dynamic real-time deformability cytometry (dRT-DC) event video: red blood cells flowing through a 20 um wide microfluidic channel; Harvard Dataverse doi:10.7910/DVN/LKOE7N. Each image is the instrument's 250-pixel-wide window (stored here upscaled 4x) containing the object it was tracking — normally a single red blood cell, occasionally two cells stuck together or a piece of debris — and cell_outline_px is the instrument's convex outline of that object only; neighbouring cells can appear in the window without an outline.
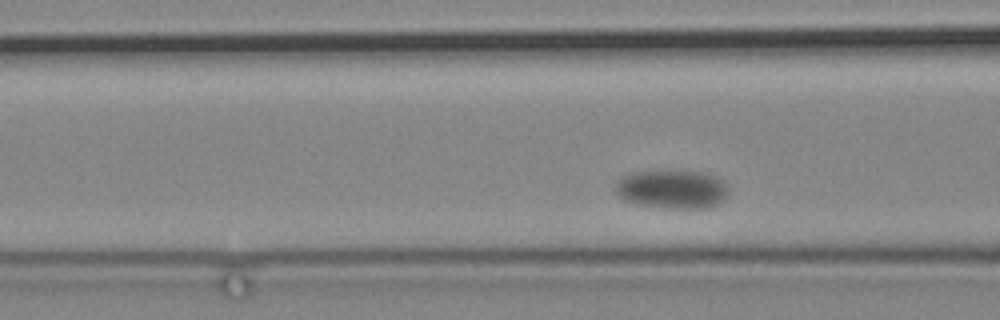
{"species": "common noctule bat (a hibernating species)", "species_latin": "Nyctalus noctula", "temperature_condition": "cold", "stored_images_in_passage": 39, "camera_frame_rate_fps": 3000, "um_per_image_px": 0.085, "animal": {"sex": "male", "body_mass_g": 19.2, "forearm_length_mm": 51.8}, "frame": {"image": 1, "passage_image": 28, "time_ms": 9.0, "image_size_px": [1000, 320], "cell_outline_px": [[728, 196], [720, 204], [712, 208], [668, 208], [640, 204], [624, 200], [616, 192], [616, 184], [624, 176], [632, 172], [704, 172], [716, 176], [724, 180], [728, 184]], "centroid_in_image_um": [57.24, 16.1], "position_along_channel_um": 109.4, "area_um2": 25.37}}